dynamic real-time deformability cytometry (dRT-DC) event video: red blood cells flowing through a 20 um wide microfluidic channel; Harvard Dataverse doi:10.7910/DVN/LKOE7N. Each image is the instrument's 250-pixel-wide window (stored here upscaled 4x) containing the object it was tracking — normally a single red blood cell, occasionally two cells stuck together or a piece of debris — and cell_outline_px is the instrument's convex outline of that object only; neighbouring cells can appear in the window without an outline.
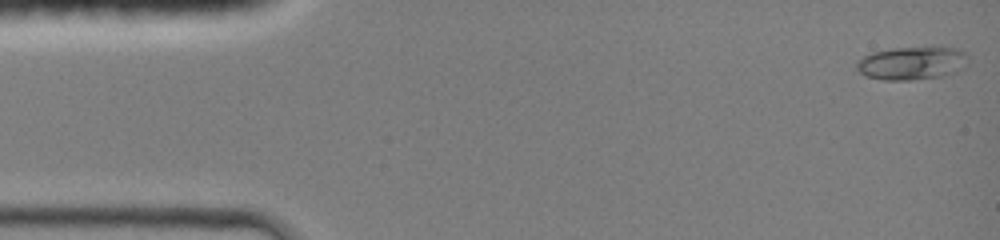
{"species": "common noctule bat (a hibernating species)", "species_latin": "Nyctalus noctula", "temperature_condition": "room temperature", "stored_images_in_passage": 44, "camera_frame_rate_fps": 3000, "um_per_image_px": 0.085, "animal": {"sex": "female", "body_mass_g": 19.0, "forearm_length_mm": 51.5}, "frame": {"image": 1, "passage_image": 1, "time_ms": 0.0, "image_size_px": [1000, 240], "cell_outline_px": [[964, 52], [948, 72], [940, 76], [908, 80], [884, 80], [868, 76], [860, 72], [856, 68], [856, 64], [864, 56], [872, 52], [892, 48], [956, 48]], "centroid_in_image_um": [77.23, 5.36], "position_along_channel_um": 7.8, "area_um2": 19.77}}
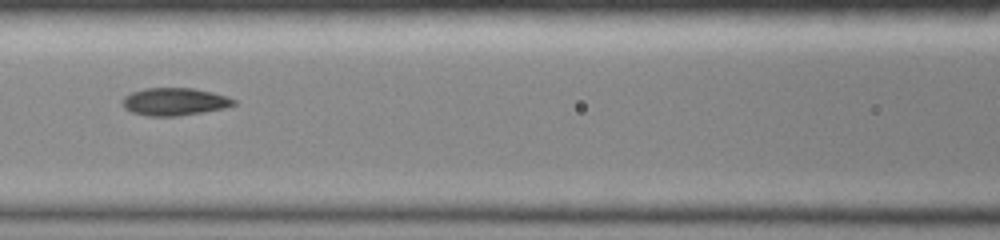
{"frame": {"image": 2, "passage_image": 19, "time_ms": 6.0, "image_size_px": [1000, 240], "cell_outline_px": [[236, 104], [224, 108], [176, 116], [148, 116], [132, 112], [124, 108], [124, 96], [132, 92], [144, 88], [192, 88], [212, 92], [236, 100]], "centroid_in_image_um": [14.82, 8.64], "position_along_channel_um": 151.8, "area_um2": 17.63}}
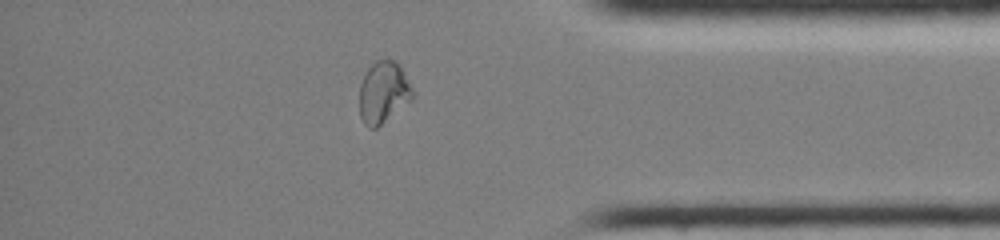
{"frame": {"image": 3, "passage_image": 37, "time_ms": 12.0, "image_size_px": [1000, 240], "cell_outline_px": [[412, 96], [408, 100], [376, 128], [368, 128], [364, 124], [360, 116], [360, 84], [368, 68], [376, 60], [396, 60], [400, 64], [412, 88]], "centroid_in_image_um": [32.55, 7.81], "position_along_channel_um": 402.7, "area_um2": 18.55}, "authors_computed_cell_mechanics": {"area_um2": 17.8602, "velocity_mm_per_s": 4.3551, "shape_relaxation_time_tau1_ms": null, "shape_relaxation_time_tau2_ms": 1.5177, "deformation_change_tau1": null, "deformation_change_tau2": 0.0558}}